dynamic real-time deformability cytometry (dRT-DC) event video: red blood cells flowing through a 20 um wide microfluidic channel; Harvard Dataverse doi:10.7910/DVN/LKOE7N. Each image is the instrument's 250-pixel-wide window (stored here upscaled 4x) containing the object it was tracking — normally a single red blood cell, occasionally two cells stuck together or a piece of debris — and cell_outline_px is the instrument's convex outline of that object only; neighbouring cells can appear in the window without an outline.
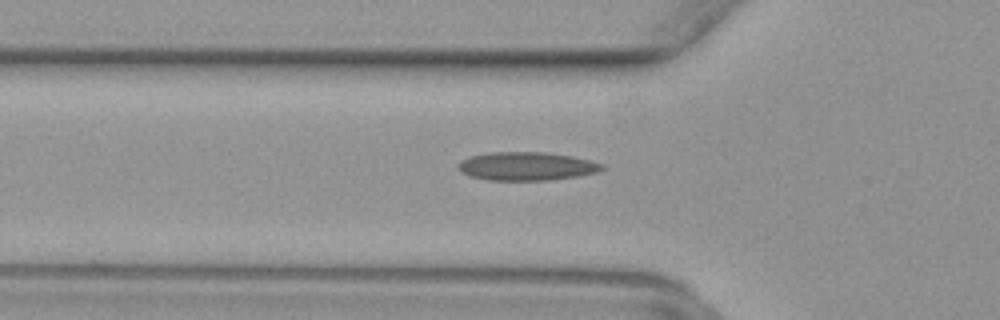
{"species": "common noctule bat (a hibernating species)", "species_latin": "Nyctalus noctula", "temperature_condition": "warm", "stored_images_in_passage": 39, "camera_frame_rate_fps": 3000, "um_per_image_px": 0.085, "animal": {"sex": "female", "body_mass_g": 29.2, "forearm_length_mm": 56.3}, "frame": {"image": 1, "passage_image": 12, "time_ms": 3.667, "image_size_px": [1000, 320], "cell_outline_px": [[604, 168], [596, 172], [580, 176], [552, 180], [488, 180], [468, 176], [460, 172], [456, 164], [460, 160], [472, 156], [488, 152], [544, 152], [572, 156], [604, 164]], "centroid_in_image_um": [44.72, 14.13], "position_along_channel_um": 81.1, "area_um2": 23.99}}
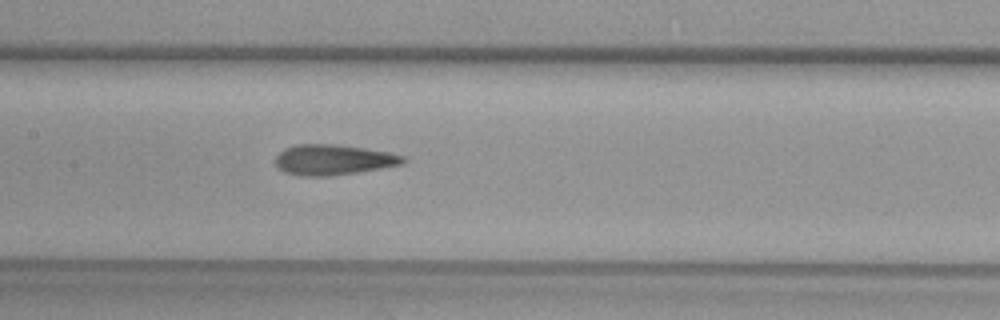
{"frame": {"image": 2, "passage_image": 19, "time_ms": 6.0, "image_size_px": [1000, 320], "cell_outline_px": [[408, 160], [404, 164], [356, 172], [328, 176], [300, 176], [284, 172], [276, 164], [276, 156], [284, 148], [296, 144], [336, 144], [364, 148], [388, 152], [404, 156]], "centroid_in_image_um": [28.33, 13.57], "position_along_channel_um": 179.1, "area_um2": 22.6}}
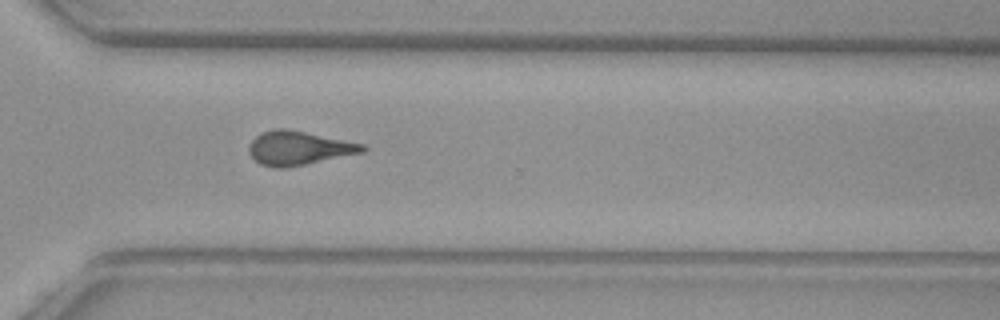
{"frame": {"image": 3, "passage_image": 31, "time_ms": 10.0, "image_size_px": [1000, 320], "cell_outline_px": [[368, 148], [364, 152], [284, 168], [272, 168], [260, 164], [248, 152], [248, 144], [260, 132], [276, 128], [288, 128], [364, 144]], "centroid_in_image_um": [25.36, 12.57], "position_along_channel_um": 345.2, "area_um2": 22.48}}